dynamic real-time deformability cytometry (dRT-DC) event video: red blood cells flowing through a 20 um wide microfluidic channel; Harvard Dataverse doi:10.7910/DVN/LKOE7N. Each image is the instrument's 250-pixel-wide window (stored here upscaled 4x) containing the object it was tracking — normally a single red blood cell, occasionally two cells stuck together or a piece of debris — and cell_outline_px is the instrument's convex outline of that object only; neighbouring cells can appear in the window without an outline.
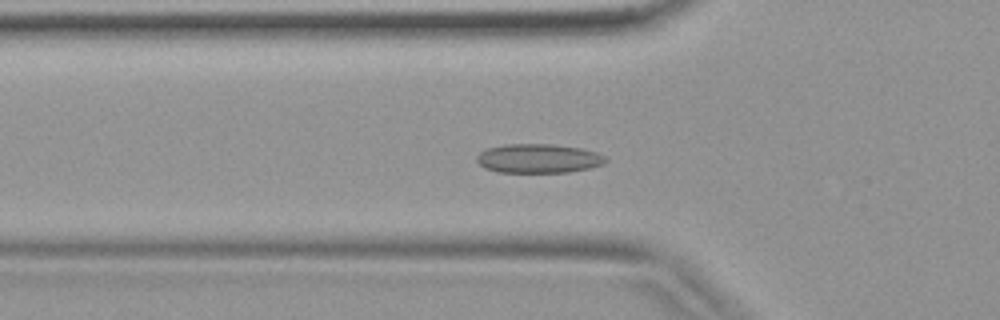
{"species": "common noctule bat (a hibernating species)", "species_latin": "Nyctalus noctula", "temperature_condition": "warm", "stored_images_in_passage": 41, "camera_frame_rate_fps": 3000, "um_per_image_px": 0.085, "animal": {"sex": "female", "body_mass_g": 19.9}, "frame": {"image": 1, "passage_image": 14, "time_ms": 4.333, "image_size_px": [1000, 320], "cell_outline_px": [[608, 160], [604, 164], [592, 168], [568, 172], [500, 172], [484, 168], [476, 160], [476, 156], [480, 152], [488, 148], [504, 144], [552, 144], [580, 148], [596, 152], [604, 156]], "centroid_in_image_um": [45.78, 13.47], "position_along_channel_um": 80.0, "area_um2": 21.91}}
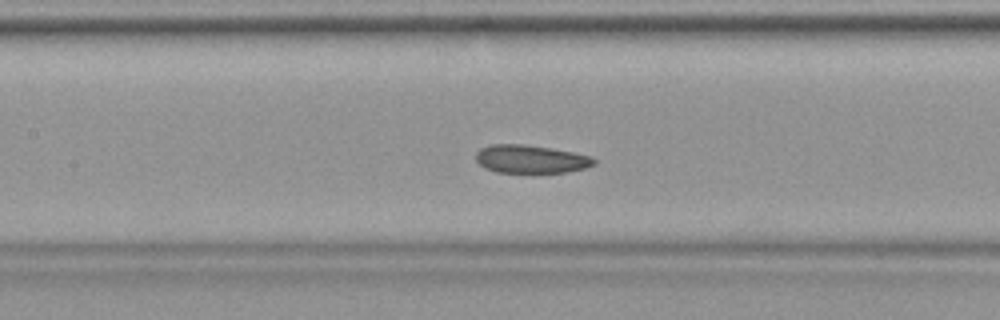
{"frame": {"image": 2, "passage_image": 19, "time_ms": 6.0, "image_size_px": [1000, 320], "cell_outline_px": [[596, 164], [584, 168], [564, 172], [496, 172], [484, 168], [476, 160], [476, 152], [480, 148], [492, 144], [524, 144], [552, 148], [592, 156], [596, 160]], "centroid_in_image_um": [45.1, 13.51], "position_along_channel_um": 162.3, "area_um2": 19.36}}
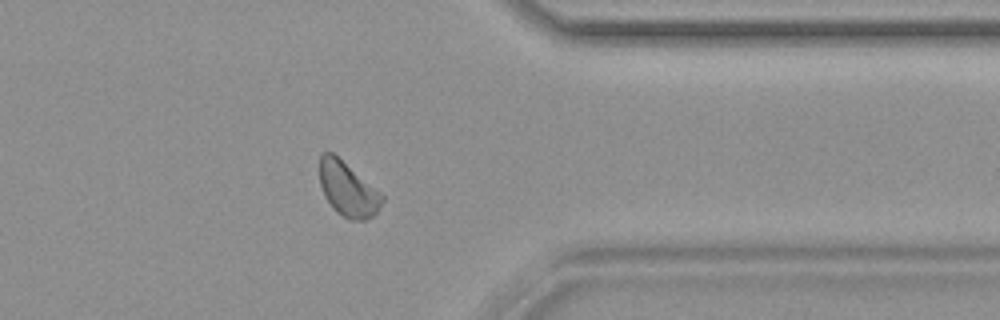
{"frame": {"image": 3, "passage_image": 33, "time_ms": 10.667, "image_size_px": [1000, 320], "cell_outline_px": [[384, 200], [376, 212], [372, 216], [364, 220], [348, 220], [336, 212], [324, 196], [320, 184], [320, 156], [324, 152], [332, 152], [380, 192], [384, 196]], "centroid_in_image_um": [29.55, 16.11], "position_along_channel_um": 381.8, "area_um2": 19.54}}